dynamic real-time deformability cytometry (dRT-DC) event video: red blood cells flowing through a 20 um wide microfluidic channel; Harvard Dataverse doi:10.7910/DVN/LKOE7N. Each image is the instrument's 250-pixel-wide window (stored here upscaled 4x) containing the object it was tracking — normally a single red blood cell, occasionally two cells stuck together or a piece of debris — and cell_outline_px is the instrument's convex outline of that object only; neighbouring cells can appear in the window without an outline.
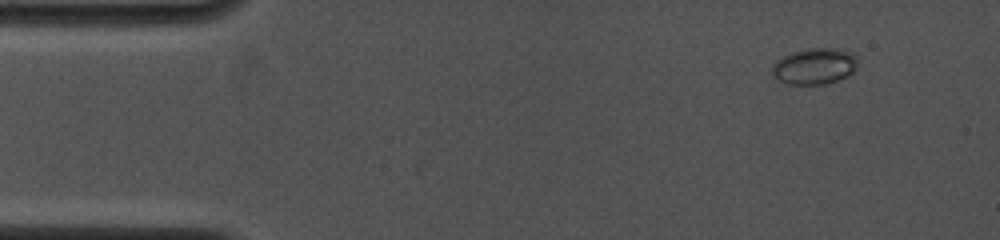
{"species": "common noctule bat (a hibernating species)", "species_latin": "Nyctalus noctula", "temperature_condition": "cold", "stored_images_in_passage": 6, "camera_frame_rate_fps": 4000, "um_per_image_px": 0.085, "animal": {"sex": "female", "body_mass_g": 19.0, "forearm_length_mm": 53.3}, "frame": {"image": 1, "passage_image": 1, "time_ms": 0.0, "image_size_px": [1000, 240], "cell_outline_px": [[856, 68], [848, 76], [824, 84], [788, 84], [776, 80], [772, 76], [772, 64], [776, 60], [792, 52], [808, 48], [844, 48], [852, 52], [856, 56]], "centroid_in_image_um": [69.22, 5.62], "position_along_channel_um": 15.8, "area_um2": 18.26}}
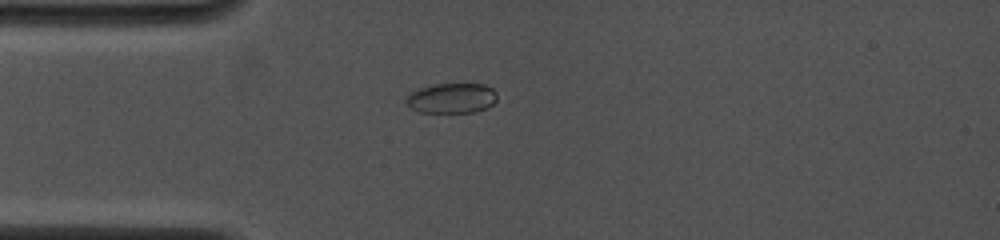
{"frame": {"image": 2, "passage_image": 4, "time_ms": 2.75, "image_size_px": [1000, 240], "cell_outline_px": [[496, 100], [488, 108], [476, 112], [420, 112], [412, 108], [404, 100], [412, 92], [420, 88], [432, 84], [484, 84], [492, 88], [496, 92]], "centroid_in_image_um": [38.42, 8.34], "position_along_channel_um": 46.6, "area_um2": 15.9}}